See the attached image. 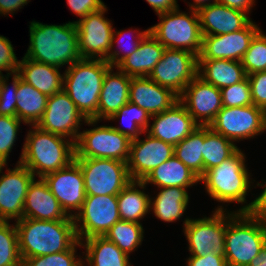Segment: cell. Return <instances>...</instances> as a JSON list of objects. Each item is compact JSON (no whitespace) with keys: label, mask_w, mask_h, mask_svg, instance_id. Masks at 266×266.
Instances as JSON below:
<instances>
[{"label":"cell","mask_w":266,"mask_h":266,"mask_svg":"<svg viewBox=\"0 0 266 266\" xmlns=\"http://www.w3.org/2000/svg\"><path fill=\"white\" fill-rule=\"evenodd\" d=\"M223 107L253 105L250 82L246 77L239 83L220 89Z\"/></svg>","instance_id":"ee69618b"},{"label":"cell","mask_w":266,"mask_h":266,"mask_svg":"<svg viewBox=\"0 0 266 266\" xmlns=\"http://www.w3.org/2000/svg\"><path fill=\"white\" fill-rule=\"evenodd\" d=\"M198 56L186 50L165 49L149 78L180 96L197 76Z\"/></svg>","instance_id":"4fadbf2b"},{"label":"cell","mask_w":266,"mask_h":266,"mask_svg":"<svg viewBox=\"0 0 266 266\" xmlns=\"http://www.w3.org/2000/svg\"><path fill=\"white\" fill-rule=\"evenodd\" d=\"M265 110L255 105L222 107L209 127L235 142L264 133Z\"/></svg>","instance_id":"7c38bea8"},{"label":"cell","mask_w":266,"mask_h":266,"mask_svg":"<svg viewBox=\"0 0 266 266\" xmlns=\"http://www.w3.org/2000/svg\"><path fill=\"white\" fill-rule=\"evenodd\" d=\"M241 63L246 75L266 71V33L261 29L251 40Z\"/></svg>","instance_id":"ab89813d"},{"label":"cell","mask_w":266,"mask_h":266,"mask_svg":"<svg viewBox=\"0 0 266 266\" xmlns=\"http://www.w3.org/2000/svg\"><path fill=\"white\" fill-rule=\"evenodd\" d=\"M186 266H228L223 255L209 253L206 256H189Z\"/></svg>","instance_id":"c3c4849f"},{"label":"cell","mask_w":266,"mask_h":266,"mask_svg":"<svg viewBox=\"0 0 266 266\" xmlns=\"http://www.w3.org/2000/svg\"><path fill=\"white\" fill-rule=\"evenodd\" d=\"M87 119L75 106L68 94L62 90L48 96L43 117L37 123L41 130L63 136L76 143L81 125Z\"/></svg>","instance_id":"9a60e30c"},{"label":"cell","mask_w":266,"mask_h":266,"mask_svg":"<svg viewBox=\"0 0 266 266\" xmlns=\"http://www.w3.org/2000/svg\"><path fill=\"white\" fill-rule=\"evenodd\" d=\"M15 226L22 261L67 251L78 241L74 220L22 218Z\"/></svg>","instance_id":"7a4b0ae2"},{"label":"cell","mask_w":266,"mask_h":266,"mask_svg":"<svg viewBox=\"0 0 266 266\" xmlns=\"http://www.w3.org/2000/svg\"><path fill=\"white\" fill-rule=\"evenodd\" d=\"M43 179L65 213L74 218L81 210L86 198L80 165L73 160L65 168L47 174Z\"/></svg>","instance_id":"e0dca14e"},{"label":"cell","mask_w":266,"mask_h":266,"mask_svg":"<svg viewBox=\"0 0 266 266\" xmlns=\"http://www.w3.org/2000/svg\"><path fill=\"white\" fill-rule=\"evenodd\" d=\"M157 196L150 197V211L157 219L173 223L183 217L188 208L190 196L187 188L164 187L158 188Z\"/></svg>","instance_id":"4dcf8cb0"},{"label":"cell","mask_w":266,"mask_h":266,"mask_svg":"<svg viewBox=\"0 0 266 266\" xmlns=\"http://www.w3.org/2000/svg\"><path fill=\"white\" fill-rule=\"evenodd\" d=\"M81 244L85 248L83 266H132L130 256L105 236L89 237Z\"/></svg>","instance_id":"f1b7e54d"},{"label":"cell","mask_w":266,"mask_h":266,"mask_svg":"<svg viewBox=\"0 0 266 266\" xmlns=\"http://www.w3.org/2000/svg\"><path fill=\"white\" fill-rule=\"evenodd\" d=\"M97 123L99 121L94 119L84 122L94 128L79 133L75 143V158H102L127 162L131 140L113 126H96Z\"/></svg>","instance_id":"ba28073f"},{"label":"cell","mask_w":266,"mask_h":266,"mask_svg":"<svg viewBox=\"0 0 266 266\" xmlns=\"http://www.w3.org/2000/svg\"><path fill=\"white\" fill-rule=\"evenodd\" d=\"M21 59L19 60L17 73L23 81L47 96H52L63 90L64 73L61 74L60 68L25 57Z\"/></svg>","instance_id":"4316f807"},{"label":"cell","mask_w":266,"mask_h":266,"mask_svg":"<svg viewBox=\"0 0 266 266\" xmlns=\"http://www.w3.org/2000/svg\"><path fill=\"white\" fill-rule=\"evenodd\" d=\"M245 162L246 155L239 148L231 157L207 170L200 178V183L204 184L206 193L214 201L222 204L233 202L244 204L237 212H249L253 204V200L249 204L246 202V197L255 185V180L250 178L252 175Z\"/></svg>","instance_id":"277c9868"},{"label":"cell","mask_w":266,"mask_h":266,"mask_svg":"<svg viewBox=\"0 0 266 266\" xmlns=\"http://www.w3.org/2000/svg\"><path fill=\"white\" fill-rule=\"evenodd\" d=\"M150 119L151 116L146 110L129 101L108 120H122L123 124L126 123V129L118 126H113V128L126 135L130 140H134L148 129Z\"/></svg>","instance_id":"d590c367"},{"label":"cell","mask_w":266,"mask_h":266,"mask_svg":"<svg viewBox=\"0 0 266 266\" xmlns=\"http://www.w3.org/2000/svg\"><path fill=\"white\" fill-rule=\"evenodd\" d=\"M9 223L0 221V266H22L17 229Z\"/></svg>","instance_id":"74e56055"},{"label":"cell","mask_w":266,"mask_h":266,"mask_svg":"<svg viewBox=\"0 0 266 266\" xmlns=\"http://www.w3.org/2000/svg\"><path fill=\"white\" fill-rule=\"evenodd\" d=\"M110 68L106 60L81 59L65 69L63 90L86 119L98 121L102 83Z\"/></svg>","instance_id":"8992f818"},{"label":"cell","mask_w":266,"mask_h":266,"mask_svg":"<svg viewBox=\"0 0 266 266\" xmlns=\"http://www.w3.org/2000/svg\"><path fill=\"white\" fill-rule=\"evenodd\" d=\"M166 48L150 33L140 41L137 51L123 59L116 67L129 77H148L162 58Z\"/></svg>","instance_id":"484cf974"},{"label":"cell","mask_w":266,"mask_h":266,"mask_svg":"<svg viewBox=\"0 0 266 266\" xmlns=\"http://www.w3.org/2000/svg\"><path fill=\"white\" fill-rule=\"evenodd\" d=\"M66 3L72 13L80 17L79 19H83L89 13L101 10L106 6L102 0H67Z\"/></svg>","instance_id":"7dc6e473"},{"label":"cell","mask_w":266,"mask_h":266,"mask_svg":"<svg viewBox=\"0 0 266 266\" xmlns=\"http://www.w3.org/2000/svg\"><path fill=\"white\" fill-rule=\"evenodd\" d=\"M179 101L200 126H209L223 107L221 90L198 75L185 87Z\"/></svg>","instance_id":"d6986e66"},{"label":"cell","mask_w":266,"mask_h":266,"mask_svg":"<svg viewBox=\"0 0 266 266\" xmlns=\"http://www.w3.org/2000/svg\"><path fill=\"white\" fill-rule=\"evenodd\" d=\"M188 13L180 11L178 7L157 14L160 22L148 29L165 48L186 50L199 56L203 35L198 12L190 9Z\"/></svg>","instance_id":"52a82bcc"},{"label":"cell","mask_w":266,"mask_h":266,"mask_svg":"<svg viewBox=\"0 0 266 266\" xmlns=\"http://www.w3.org/2000/svg\"><path fill=\"white\" fill-rule=\"evenodd\" d=\"M197 12L203 36L232 33L243 29L252 20L247 13L216 2Z\"/></svg>","instance_id":"cb8c5ba5"},{"label":"cell","mask_w":266,"mask_h":266,"mask_svg":"<svg viewBox=\"0 0 266 266\" xmlns=\"http://www.w3.org/2000/svg\"><path fill=\"white\" fill-rule=\"evenodd\" d=\"M129 101L153 116L171 108L179 96L149 77H131Z\"/></svg>","instance_id":"7402d4cb"},{"label":"cell","mask_w":266,"mask_h":266,"mask_svg":"<svg viewBox=\"0 0 266 266\" xmlns=\"http://www.w3.org/2000/svg\"><path fill=\"white\" fill-rule=\"evenodd\" d=\"M22 123L17 117L0 115V164H8Z\"/></svg>","instance_id":"b9f144b4"},{"label":"cell","mask_w":266,"mask_h":266,"mask_svg":"<svg viewBox=\"0 0 266 266\" xmlns=\"http://www.w3.org/2000/svg\"><path fill=\"white\" fill-rule=\"evenodd\" d=\"M216 3L226 5L227 7L243 11L247 14L251 13L255 0H216Z\"/></svg>","instance_id":"816d5d0a"},{"label":"cell","mask_w":266,"mask_h":266,"mask_svg":"<svg viewBox=\"0 0 266 266\" xmlns=\"http://www.w3.org/2000/svg\"><path fill=\"white\" fill-rule=\"evenodd\" d=\"M6 166L0 164V221L16 222L23 218L27 190L35 176L21 163L3 173Z\"/></svg>","instance_id":"2e32d148"},{"label":"cell","mask_w":266,"mask_h":266,"mask_svg":"<svg viewBox=\"0 0 266 266\" xmlns=\"http://www.w3.org/2000/svg\"><path fill=\"white\" fill-rule=\"evenodd\" d=\"M120 220L118 199L114 195H86L81 210L74 217L78 240L104 236Z\"/></svg>","instance_id":"8fae6325"},{"label":"cell","mask_w":266,"mask_h":266,"mask_svg":"<svg viewBox=\"0 0 266 266\" xmlns=\"http://www.w3.org/2000/svg\"><path fill=\"white\" fill-rule=\"evenodd\" d=\"M82 170L86 195L117 196L132 180L127 162L102 158H75Z\"/></svg>","instance_id":"30bf717a"},{"label":"cell","mask_w":266,"mask_h":266,"mask_svg":"<svg viewBox=\"0 0 266 266\" xmlns=\"http://www.w3.org/2000/svg\"><path fill=\"white\" fill-rule=\"evenodd\" d=\"M130 81L126 73L114 72L111 67L105 74L98 104V121L108 120L129 102Z\"/></svg>","instance_id":"d4e9b609"},{"label":"cell","mask_w":266,"mask_h":266,"mask_svg":"<svg viewBox=\"0 0 266 266\" xmlns=\"http://www.w3.org/2000/svg\"><path fill=\"white\" fill-rule=\"evenodd\" d=\"M203 143L204 126H199L174 146V156L199 178L203 176Z\"/></svg>","instance_id":"e575fe53"},{"label":"cell","mask_w":266,"mask_h":266,"mask_svg":"<svg viewBox=\"0 0 266 266\" xmlns=\"http://www.w3.org/2000/svg\"><path fill=\"white\" fill-rule=\"evenodd\" d=\"M12 77V83L9 88V78ZM20 82V75L12 73L0 76V115L16 117L17 89Z\"/></svg>","instance_id":"7bdbcfd3"},{"label":"cell","mask_w":266,"mask_h":266,"mask_svg":"<svg viewBox=\"0 0 266 266\" xmlns=\"http://www.w3.org/2000/svg\"><path fill=\"white\" fill-rule=\"evenodd\" d=\"M34 178L30 183L24 208L23 218L53 221V220H74L62 209L57 198L49 190L43 178Z\"/></svg>","instance_id":"603a6c76"},{"label":"cell","mask_w":266,"mask_h":266,"mask_svg":"<svg viewBox=\"0 0 266 266\" xmlns=\"http://www.w3.org/2000/svg\"><path fill=\"white\" fill-rule=\"evenodd\" d=\"M216 0H193V3H189V10H196L198 11L200 8L208 6L210 4L215 3Z\"/></svg>","instance_id":"11a10c76"},{"label":"cell","mask_w":266,"mask_h":266,"mask_svg":"<svg viewBox=\"0 0 266 266\" xmlns=\"http://www.w3.org/2000/svg\"><path fill=\"white\" fill-rule=\"evenodd\" d=\"M255 186L262 187L263 191L253 200L249 213L266 220V181L262 184L261 182H257Z\"/></svg>","instance_id":"681fc988"},{"label":"cell","mask_w":266,"mask_h":266,"mask_svg":"<svg viewBox=\"0 0 266 266\" xmlns=\"http://www.w3.org/2000/svg\"><path fill=\"white\" fill-rule=\"evenodd\" d=\"M197 75L219 89L239 83L247 77L240 61L225 59L198 60Z\"/></svg>","instance_id":"1f68e13d"},{"label":"cell","mask_w":266,"mask_h":266,"mask_svg":"<svg viewBox=\"0 0 266 266\" xmlns=\"http://www.w3.org/2000/svg\"><path fill=\"white\" fill-rule=\"evenodd\" d=\"M264 131H266V110H265Z\"/></svg>","instance_id":"9f6ffc18"},{"label":"cell","mask_w":266,"mask_h":266,"mask_svg":"<svg viewBox=\"0 0 266 266\" xmlns=\"http://www.w3.org/2000/svg\"><path fill=\"white\" fill-rule=\"evenodd\" d=\"M30 127L17 163L26 166L35 178L65 168L75 159L72 140L41 130L36 125Z\"/></svg>","instance_id":"3957f363"},{"label":"cell","mask_w":266,"mask_h":266,"mask_svg":"<svg viewBox=\"0 0 266 266\" xmlns=\"http://www.w3.org/2000/svg\"><path fill=\"white\" fill-rule=\"evenodd\" d=\"M146 186L143 181L131 180L117 195L120 220L142 224L140 221L150 213L151 206V195L144 191Z\"/></svg>","instance_id":"f546056e"},{"label":"cell","mask_w":266,"mask_h":266,"mask_svg":"<svg viewBox=\"0 0 266 266\" xmlns=\"http://www.w3.org/2000/svg\"><path fill=\"white\" fill-rule=\"evenodd\" d=\"M148 32H149V29H146L145 31H140V32H139V29H136V30L133 29L132 31V28L130 30L128 29L127 31L126 30L118 31L117 29H115L113 32V36H112L111 50L105 60L110 64L111 67L115 68L123 59H125L130 54L137 51L140 41L145 37V35ZM131 33H134V34L136 33V34L134 36ZM130 34L131 36H129ZM127 35L129 36V38L134 37L135 39L134 40L131 39L132 41L128 44V46H125L126 43L124 45L123 43H124L125 38L128 37ZM114 43L119 45L118 47L120 50L118 48H116L117 50L114 48L115 46Z\"/></svg>","instance_id":"f35d334b"},{"label":"cell","mask_w":266,"mask_h":266,"mask_svg":"<svg viewBox=\"0 0 266 266\" xmlns=\"http://www.w3.org/2000/svg\"><path fill=\"white\" fill-rule=\"evenodd\" d=\"M260 29L251 20L243 29L238 31L221 35L203 36L202 49L198 60L225 59L241 62L251 40Z\"/></svg>","instance_id":"ffe728a7"},{"label":"cell","mask_w":266,"mask_h":266,"mask_svg":"<svg viewBox=\"0 0 266 266\" xmlns=\"http://www.w3.org/2000/svg\"><path fill=\"white\" fill-rule=\"evenodd\" d=\"M131 140L127 167L132 180L143 181L148 174L174 156V146L149 135Z\"/></svg>","instance_id":"ac0fdd59"},{"label":"cell","mask_w":266,"mask_h":266,"mask_svg":"<svg viewBox=\"0 0 266 266\" xmlns=\"http://www.w3.org/2000/svg\"><path fill=\"white\" fill-rule=\"evenodd\" d=\"M143 182L146 185L152 184L158 188L181 187L188 189L197 185L200 178L178 158L172 156L152 170Z\"/></svg>","instance_id":"83f0119b"},{"label":"cell","mask_w":266,"mask_h":266,"mask_svg":"<svg viewBox=\"0 0 266 266\" xmlns=\"http://www.w3.org/2000/svg\"><path fill=\"white\" fill-rule=\"evenodd\" d=\"M265 244V219L249 212L226 210L224 257L228 266H249Z\"/></svg>","instance_id":"5b68a950"},{"label":"cell","mask_w":266,"mask_h":266,"mask_svg":"<svg viewBox=\"0 0 266 266\" xmlns=\"http://www.w3.org/2000/svg\"><path fill=\"white\" fill-rule=\"evenodd\" d=\"M16 117L23 124L37 125L43 117L48 96L21 79L16 92Z\"/></svg>","instance_id":"d6a6232c"},{"label":"cell","mask_w":266,"mask_h":266,"mask_svg":"<svg viewBox=\"0 0 266 266\" xmlns=\"http://www.w3.org/2000/svg\"><path fill=\"white\" fill-rule=\"evenodd\" d=\"M249 266H266V244L261 249L259 255H257L249 264Z\"/></svg>","instance_id":"db71d44e"},{"label":"cell","mask_w":266,"mask_h":266,"mask_svg":"<svg viewBox=\"0 0 266 266\" xmlns=\"http://www.w3.org/2000/svg\"><path fill=\"white\" fill-rule=\"evenodd\" d=\"M107 10L105 6L83 19L73 21L77 26L78 48L82 59L107 58L114 32L112 21L104 16Z\"/></svg>","instance_id":"5bb4252c"},{"label":"cell","mask_w":266,"mask_h":266,"mask_svg":"<svg viewBox=\"0 0 266 266\" xmlns=\"http://www.w3.org/2000/svg\"><path fill=\"white\" fill-rule=\"evenodd\" d=\"M253 105L266 110V71L247 75Z\"/></svg>","instance_id":"bcb514c9"},{"label":"cell","mask_w":266,"mask_h":266,"mask_svg":"<svg viewBox=\"0 0 266 266\" xmlns=\"http://www.w3.org/2000/svg\"><path fill=\"white\" fill-rule=\"evenodd\" d=\"M30 45L25 58L58 68L71 66L81 60L77 26L74 22L62 25L43 24L33 20L29 25Z\"/></svg>","instance_id":"6da1fadb"},{"label":"cell","mask_w":266,"mask_h":266,"mask_svg":"<svg viewBox=\"0 0 266 266\" xmlns=\"http://www.w3.org/2000/svg\"><path fill=\"white\" fill-rule=\"evenodd\" d=\"M150 120H153V123L148 126L146 132L173 146L184 140L200 126L180 101L171 108L151 116Z\"/></svg>","instance_id":"44dd1931"},{"label":"cell","mask_w":266,"mask_h":266,"mask_svg":"<svg viewBox=\"0 0 266 266\" xmlns=\"http://www.w3.org/2000/svg\"><path fill=\"white\" fill-rule=\"evenodd\" d=\"M14 51L11 41L0 35V76L2 71H6L7 75L17 72L19 60Z\"/></svg>","instance_id":"f6af8a7d"},{"label":"cell","mask_w":266,"mask_h":266,"mask_svg":"<svg viewBox=\"0 0 266 266\" xmlns=\"http://www.w3.org/2000/svg\"><path fill=\"white\" fill-rule=\"evenodd\" d=\"M156 12V14L168 12L177 9L179 5L177 0H145Z\"/></svg>","instance_id":"f5cc1de1"},{"label":"cell","mask_w":266,"mask_h":266,"mask_svg":"<svg viewBox=\"0 0 266 266\" xmlns=\"http://www.w3.org/2000/svg\"><path fill=\"white\" fill-rule=\"evenodd\" d=\"M233 141L204 126L203 175L231 157L239 148Z\"/></svg>","instance_id":"836d02e7"},{"label":"cell","mask_w":266,"mask_h":266,"mask_svg":"<svg viewBox=\"0 0 266 266\" xmlns=\"http://www.w3.org/2000/svg\"><path fill=\"white\" fill-rule=\"evenodd\" d=\"M112 241L121 251L130 256L144 240L142 224L119 220L104 235Z\"/></svg>","instance_id":"8d00e7d4"},{"label":"cell","mask_w":266,"mask_h":266,"mask_svg":"<svg viewBox=\"0 0 266 266\" xmlns=\"http://www.w3.org/2000/svg\"><path fill=\"white\" fill-rule=\"evenodd\" d=\"M77 246L82 247L79 240L67 251L25 258L22 261V266H83V256L76 254Z\"/></svg>","instance_id":"60d3db41"},{"label":"cell","mask_w":266,"mask_h":266,"mask_svg":"<svg viewBox=\"0 0 266 266\" xmlns=\"http://www.w3.org/2000/svg\"><path fill=\"white\" fill-rule=\"evenodd\" d=\"M30 0H0V14L14 15L15 11L23 8Z\"/></svg>","instance_id":"f907efd6"},{"label":"cell","mask_w":266,"mask_h":266,"mask_svg":"<svg viewBox=\"0 0 266 266\" xmlns=\"http://www.w3.org/2000/svg\"><path fill=\"white\" fill-rule=\"evenodd\" d=\"M226 209L221 204L210 217L185 218L183 232L188 242L190 256H206L209 253H225Z\"/></svg>","instance_id":"9c48e42d"}]
</instances>
